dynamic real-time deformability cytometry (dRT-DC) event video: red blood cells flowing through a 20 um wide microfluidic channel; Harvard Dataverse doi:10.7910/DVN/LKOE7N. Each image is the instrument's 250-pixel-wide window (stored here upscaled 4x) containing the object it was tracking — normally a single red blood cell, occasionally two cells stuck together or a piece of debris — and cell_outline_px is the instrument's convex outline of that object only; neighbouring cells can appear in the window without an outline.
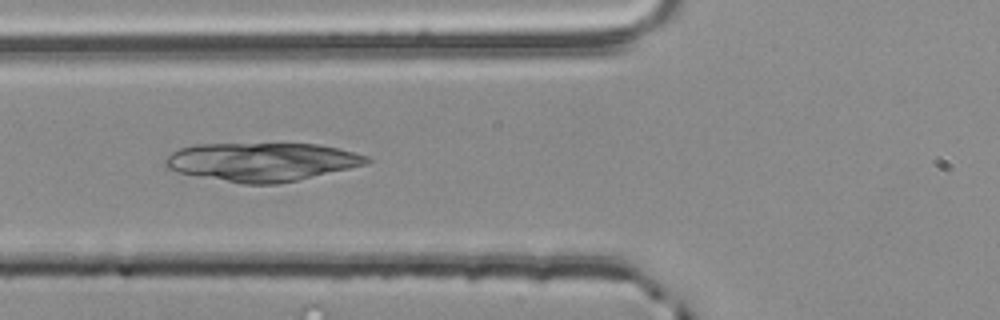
{"species": "common noctule bat (a hibernating species)", "species_latin": "Nyctalus noctula", "temperature_condition": "room temperature", "stored_images_in_passage": 27, "segment_of_instrument_passage": [1, 2], "camera_frame_rate_fps": 3000, "um_per_image_px": 0.085, "animal": {"sex": "male", "body_mass_g": 20.4}, "frame": {"image": 1, "passage_image": 8, "time_ms": 2.333, "image_size_px": [1000, 320], "cell_outline_px": [[372, 160], [364, 164], [348, 168], [296, 180], [276, 184], [244, 184], [176, 172], [164, 168], [164, 160], [172, 152], [180, 148], [196, 144], [316, 144], [336, 148], [368, 156]], "centroid_in_image_um": [22.18, 13.76], "position_along_channel_um": 103.6, "area_um2": 44.74}}